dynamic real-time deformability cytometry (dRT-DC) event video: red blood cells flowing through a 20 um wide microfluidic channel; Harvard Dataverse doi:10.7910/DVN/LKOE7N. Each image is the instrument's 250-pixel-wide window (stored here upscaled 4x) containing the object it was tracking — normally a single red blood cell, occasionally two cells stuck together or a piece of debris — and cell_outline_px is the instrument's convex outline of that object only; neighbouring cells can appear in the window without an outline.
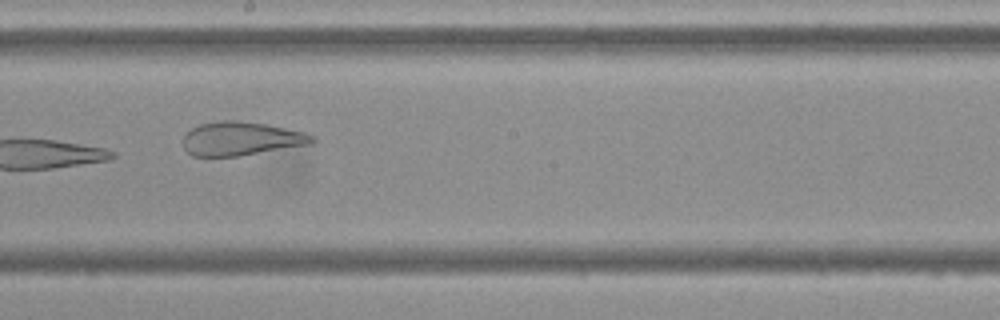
{"species": "Egyptian fruit bat (a non-hibernating species)", "species_latin": "Rousettus aegyptiacus", "temperature_condition": "cold", "stored_images_in_passage": 9, "camera_frame_rate_fps": 3000, "um_per_image_px": 0.085, "frame": {"image": 1, "passage_image": 9, "time_ms": 9.333, "image_size_px": [1000, 320], "cell_outline_px": [[320, 140], [312, 144], [236, 156], [192, 156], [184, 148], [184, 136], [192, 128], [200, 124], [224, 120], [236, 120], [268, 124], [304, 132], [316, 136]], "centroid_in_image_um": [20.56, 11.78], "position_along_channel_um": 227.6, "area_um2": 25.37}}